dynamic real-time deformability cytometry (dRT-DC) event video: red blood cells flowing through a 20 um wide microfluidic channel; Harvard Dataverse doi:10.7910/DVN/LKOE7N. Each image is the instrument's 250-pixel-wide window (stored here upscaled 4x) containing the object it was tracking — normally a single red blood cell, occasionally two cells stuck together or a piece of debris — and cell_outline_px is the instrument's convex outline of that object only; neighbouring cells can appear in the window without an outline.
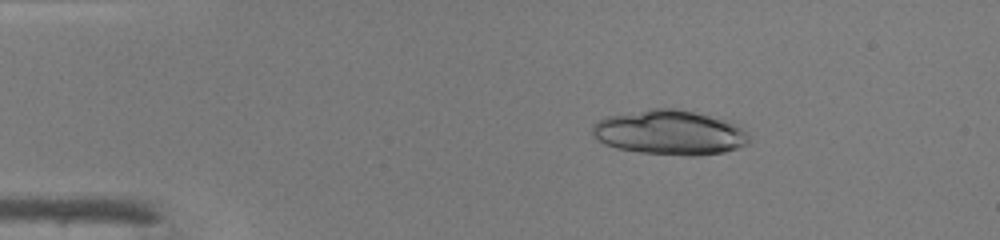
{"species": "common noctule bat (a hibernating species)", "species_latin": "Nyctalus noctula", "temperature_condition": "warm", "stored_images_in_passage": 45, "camera_frame_rate_fps": 3000, "um_per_image_px": 0.085, "animal": {"sex": "male", "body_mass_g": 19.0, "forearm_length_mm": 50.8}, "frame": {"image": 1, "passage_image": 7, "time_ms": 2.0, "image_size_px": [1000, 240], "cell_outline_px": [[748, 144], [724, 152], [696, 156], [684, 156], [640, 152], [616, 148], [604, 144], [596, 140], [592, 136], [592, 124], [608, 116], [652, 108], [676, 108], [732, 120], [748, 136]], "centroid_in_image_um": [56.91, 11.26], "position_along_channel_um": 28.1, "area_um2": 41.04}}